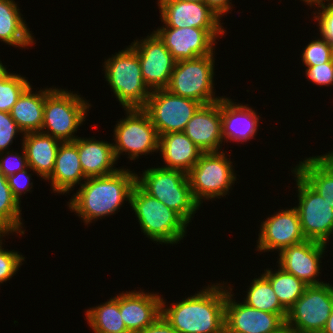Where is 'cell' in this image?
Returning a JSON list of instances; mask_svg holds the SVG:
<instances>
[{
	"label": "cell",
	"instance_id": "cell-15",
	"mask_svg": "<svg viewBox=\"0 0 333 333\" xmlns=\"http://www.w3.org/2000/svg\"><path fill=\"white\" fill-rule=\"evenodd\" d=\"M138 54L141 74L145 84L153 91L165 89L172 75L176 60L164 42L152 31L146 38L130 45Z\"/></svg>",
	"mask_w": 333,
	"mask_h": 333
},
{
	"label": "cell",
	"instance_id": "cell-4",
	"mask_svg": "<svg viewBox=\"0 0 333 333\" xmlns=\"http://www.w3.org/2000/svg\"><path fill=\"white\" fill-rule=\"evenodd\" d=\"M136 184L148 195L177 212L188 224L200 208L194 200L187 173L163 167L148 168Z\"/></svg>",
	"mask_w": 333,
	"mask_h": 333
},
{
	"label": "cell",
	"instance_id": "cell-7",
	"mask_svg": "<svg viewBox=\"0 0 333 333\" xmlns=\"http://www.w3.org/2000/svg\"><path fill=\"white\" fill-rule=\"evenodd\" d=\"M226 152H203L187 173L194 200L201 206L204 200L225 196L237 181L233 162Z\"/></svg>",
	"mask_w": 333,
	"mask_h": 333
},
{
	"label": "cell",
	"instance_id": "cell-22",
	"mask_svg": "<svg viewBox=\"0 0 333 333\" xmlns=\"http://www.w3.org/2000/svg\"><path fill=\"white\" fill-rule=\"evenodd\" d=\"M73 142L77 145L80 165L87 178L107 176L119 170L114 167L117 159L113 143L81 137Z\"/></svg>",
	"mask_w": 333,
	"mask_h": 333
},
{
	"label": "cell",
	"instance_id": "cell-37",
	"mask_svg": "<svg viewBox=\"0 0 333 333\" xmlns=\"http://www.w3.org/2000/svg\"><path fill=\"white\" fill-rule=\"evenodd\" d=\"M21 148L23 150L22 155L13 150L0 152V171L7 178L28 167L24 148Z\"/></svg>",
	"mask_w": 333,
	"mask_h": 333
},
{
	"label": "cell",
	"instance_id": "cell-17",
	"mask_svg": "<svg viewBox=\"0 0 333 333\" xmlns=\"http://www.w3.org/2000/svg\"><path fill=\"white\" fill-rule=\"evenodd\" d=\"M326 248L327 244L312 240L289 246L278 253L277 267L293 274L308 286L324 284L317 277L321 273L320 263Z\"/></svg>",
	"mask_w": 333,
	"mask_h": 333
},
{
	"label": "cell",
	"instance_id": "cell-25",
	"mask_svg": "<svg viewBox=\"0 0 333 333\" xmlns=\"http://www.w3.org/2000/svg\"><path fill=\"white\" fill-rule=\"evenodd\" d=\"M22 138L28 166L46 180L54 170L56 154L62 141L41 132H28Z\"/></svg>",
	"mask_w": 333,
	"mask_h": 333
},
{
	"label": "cell",
	"instance_id": "cell-1",
	"mask_svg": "<svg viewBox=\"0 0 333 333\" xmlns=\"http://www.w3.org/2000/svg\"><path fill=\"white\" fill-rule=\"evenodd\" d=\"M226 288L211 284L171 306L162 298L161 315L178 333H225Z\"/></svg>",
	"mask_w": 333,
	"mask_h": 333
},
{
	"label": "cell",
	"instance_id": "cell-41",
	"mask_svg": "<svg viewBox=\"0 0 333 333\" xmlns=\"http://www.w3.org/2000/svg\"><path fill=\"white\" fill-rule=\"evenodd\" d=\"M138 333H178L166 320L160 315L159 318L143 331Z\"/></svg>",
	"mask_w": 333,
	"mask_h": 333
},
{
	"label": "cell",
	"instance_id": "cell-14",
	"mask_svg": "<svg viewBox=\"0 0 333 333\" xmlns=\"http://www.w3.org/2000/svg\"><path fill=\"white\" fill-rule=\"evenodd\" d=\"M231 287L226 289L225 333H276L286 325L287 314L269 313L235 302Z\"/></svg>",
	"mask_w": 333,
	"mask_h": 333
},
{
	"label": "cell",
	"instance_id": "cell-5",
	"mask_svg": "<svg viewBox=\"0 0 333 333\" xmlns=\"http://www.w3.org/2000/svg\"><path fill=\"white\" fill-rule=\"evenodd\" d=\"M105 79L124 109L143 108L151 94L137 52L129 45L104 62Z\"/></svg>",
	"mask_w": 333,
	"mask_h": 333
},
{
	"label": "cell",
	"instance_id": "cell-39",
	"mask_svg": "<svg viewBox=\"0 0 333 333\" xmlns=\"http://www.w3.org/2000/svg\"><path fill=\"white\" fill-rule=\"evenodd\" d=\"M305 76L316 85L332 86L333 85V59L330 62L316 66H305Z\"/></svg>",
	"mask_w": 333,
	"mask_h": 333
},
{
	"label": "cell",
	"instance_id": "cell-6",
	"mask_svg": "<svg viewBox=\"0 0 333 333\" xmlns=\"http://www.w3.org/2000/svg\"><path fill=\"white\" fill-rule=\"evenodd\" d=\"M80 96L70 90L54 87L45 98L40 132L62 142L76 140L78 136L74 134L85 121L91 107V104Z\"/></svg>",
	"mask_w": 333,
	"mask_h": 333
},
{
	"label": "cell",
	"instance_id": "cell-48",
	"mask_svg": "<svg viewBox=\"0 0 333 333\" xmlns=\"http://www.w3.org/2000/svg\"><path fill=\"white\" fill-rule=\"evenodd\" d=\"M179 1H192V2H204V0H179Z\"/></svg>",
	"mask_w": 333,
	"mask_h": 333
},
{
	"label": "cell",
	"instance_id": "cell-2",
	"mask_svg": "<svg viewBox=\"0 0 333 333\" xmlns=\"http://www.w3.org/2000/svg\"><path fill=\"white\" fill-rule=\"evenodd\" d=\"M136 175L129 169L119 168L107 176L87 178L69 200L70 211L82 218L85 225L115 214L124 201L130 203Z\"/></svg>",
	"mask_w": 333,
	"mask_h": 333
},
{
	"label": "cell",
	"instance_id": "cell-46",
	"mask_svg": "<svg viewBox=\"0 0 333 333\" xmlns=\"http://www.w3.org/2000/svg\"><path fill=\"white\" fill-rule=\"evenodd\" d=\"M9 234H10L9 232H7V231H5V230H3V229H0V242H1L2 240H4V239H2L3 236L6 237V236L9 235Z\"/></svg>",
	"mask_w": 333,
	"mask_h": 333
},
{
	"label": "cell",
	"instance_id": "cell-10",
	"mask_svg": "<svg viewBox=\"0 0 333 333\" xmlns=\"http://www.w3.org/2000/svg\"><path fill=\"white\" fill-rule=\"evenodd\" d=\"M332 310L333 285H311L288 310L286 325L296 333H321Z\"/></svg>",
	"mask_w": 333,
	"mask_h": 333
},
{
	"label": "cell",
	"instance_id": "cell-16",
	"mask_svg": "<svg viewBox=\"0 0 333 333\" xmlns=\"http://www.w3.org/2000/svg\"><path fill=\"white\" fill-rule=\"evenodd\" d=\"M260 227L256 249L260 252L277 250L279 253L284 248L306 240L295 207L280 209L261 222Z\"/></svg>",
	"mask_w": 333,
	"mask_h": 333
},
{
	"label": "cell",
	"instance_id": "cell-33",
	"mask_svg": "<svg viewBox=\"0 0 333 333\" xmlns=\"http://www.w3.org/2000/svg\"><path fill=\"white\" fill-rule=\"evenodd\" d=\"M30 85L26 77L8 73L0 80V111L10 113L19 96Z\"/></svg>",
	"mask_w": 333,
	"mask_h": 333
},
{
	"label": "cell",
	"instance_id": "cell-29",
	"mask_svg": "<svg viewBox=\"0 0 333 333\" xmlns=\"http://www.w3.org/2000/svg\"><path fill=\"white\" fill-rule=\"evenodd\" d=\"M86 320L94 333H130L120 314V294L85 311Z\"/></svg>",
	"mask_w": 333,
	"mask_h": 333
},
{
	"label": "cell",
	"instance_id": "cell-45",
	"mask_svg": "<svg viewBox=\"0 0 333 333\" xmlns=\"http://www.w3.org/2000/svg\"><path fill=\"white\" fill-rule=\"evenodd\" d=\"M276 333H296V332L293 329H291L289 326L285 325Z\"/></svg>",
	"mask_w": 333,
	"mask_h": 333
},
{
	"label": "cell",
	"instance_id": "cell-31",
	"mask_svg": "<svg viewBox=\"0 0 333 333\" xmlns=\"http://www.w3.org/2000/svg\"><path fill=\"white\" fill-rule=\"evenodd\" d=\"M244 303L257 310L275 313L287 314L288 311L280 304L269 280L261 274L250 283Z\"/></svg>",
	"mask_w": 333,
	"mask_h": 333
},
{
	"label": "cell",
	"instance_id": "cell-30",
	"mask_svg": "<svg viewBox=\"0 0 333 333\" xmlns=\"http://www.w3.org/2000/svg\"><path fill=\"white\" fill-rule=\"evenodd\" d=\"M262 273L270 282L280 304L288 311L303 295L308 285L293 274H289L280 267L277 271L264 270Z\"/></svg>",
	"mask_w": 333,
	"mask_h": 333
},
{
	"label": "cell",
	"instance_id": "cell-26",
	"mask_svg": "<svg viewBox=\"0 0 333 333\" xmlns=\"http://www.w3.org/2000/svg\"><path fill=\"white\" fill-rule=\"evenodd\" d=\"M293 170L333 208V151L306 157Z\"/></svg>",
	"mask_w": 333,
	"mask_h": 333
},
{
	"label": "cell",
	"instance_id": "cell-23",
	"mask_svg": "<svg viewBox=\"0 0 333 333\" xmlns=\"http://www.w3.org/2000/svg\"><path fill=\"white\" fill-rule=\"evenodd\" d=\"M86 179L80 165L77 145L73 141L61 142L56 154L54 170L46 179V181L50 180L53 192L67 194L70 190H74V185H81L83 183L81 181Z\"/></svg>",
	"mask_w": 333,
	"mask_h": 333
},
{
	"label": "cell",
	"instance_id": "cell-12",
	"mask_svg": "<svg viewBox=\"0 0 333 333\" xmlns=\"http://www.w3.org/2000/svg\"><path fill=\"white\" fill-rule=\"evenodd\" d=\"M298 192V211L306 240L327 244L333 238V208L313 190L294 170Z\"/></svg>",
	"mask_w": 333,
	"mask_h": 333
},
{
	"label": "cell",
	"instance_id": "cell-27",
	"mask_svg": "<svg viewBox=\"0 0 333 333\" xmlns=\"http://www.w3.org/2000/svg\"><path fill=\"white\" fill-rule=\"evenodd\" d=\"M53 89V87L42 90L40 88L36 93L32 91L30 84L19 96L10 111V115L24 134L41 131L45 98Z\"/></svg>",
	"mask_w": 333,
	"mask_h": 333
},
{
	"label": "cell",
	"instance_id": "cell-13",
	"mask_svg": "<svg viewBox=\"0 0 333 333\" xmlns=\"http://www.w3.org/2000/svg\"><path fill=\"white\" fill-rule=\"evenodd\" d=\"M158 7L165 27L206 29L216 40L226 33L221 18L205 2L158 0Z\"/></svg>",
	"mask_w": 333,
	"mask_h": 333
},
{
	"label": "cell",
	"instance_id": "cell-47",
	"mask_svg": "<svg viewBox=\"0 0 333 333\" xmlns=\"http://www.w3.org/2000/svg\"><path fill=\"white\" fill-rule=\"evenodd\" d=\"M301 1L307 3L306 5L310 6V5H312L313 3L318 2V1H321V0H301Z\"/></svg>",
	"mask_w": 333,
	"mask_h": 333
},
{
	"label": "cell",
	"instance_id": "cell-18",
	"mask_svg": "<svg viewBox=\"0 0 333 333\" xmlns=\"http://www.w3.org/2000/svg\"><path fill=\"white\" fill-rule=\"evenodd\" d=\"M176 61L212 54L216 39L206 30L194 27H164L154 31Z\"/></svg>",
	"mask_w": 333,
	"mask_h": 333
},
{
	"label": "cell",
	"instance_id": "cell-20",
	"mask_svg": "<svg viewBox=\"0 0 333 333\" xmlns=\"http://www.w3.org/2000/svg\"><path fill=\"white\" fill-rule=\"evenodd\" d=\"M221 135L223 142H247L256 136L260 116L248 104L233 102L222 96L220 99Z\"/></svg>",
	"mask_w": 333,
	"mask_h": 333
},
{
	"label": "cell",
	"instance_id": "cell-43",
	"mask_svg": "<svg viewBox=\"0 0 333 333\" xmlns=\"http://www.w3.org/2000/svg\"><path fill=\"white\" fill-rule=\"evenodd\" d=\"M321 333H333V310Z\"/></svg>",
	"mask_w": 333,
	"mask_h": 333
},
{
	"label": "cell",
	"instance_id": "cell-9",
	"mask_svg": "<svg viewBox=\"0 0 333 333\" xmlns=\"http://www.w3.org/2000/svg\"><path fill=\"white\" fill-rule=\"evenodd\" d=\"M127 116L114 128V153L118 160L125 152L130 160L159 151V135L149 115L142 108L124 109Z\"/></svg>",
	"mask_w": 333,
	"mask_h": 333
},
{
	"label": "cell",
	"instance_id": "cell-11",
	"mask_svg": "<svg viewBox=\"0 0 333 333\" xmlns=\"http://www.w3.org/2000/svg\"><path fill=\"white\" fill-rule=\"evenodd\" d=\"M201 103L175 95L166 89L153 90L142 108L150 117L158 135L183 132Z\"/></svg>",
	"mask_w": 333,
	"mask_h": 333
},
{
	"label": "cell",
	"instance_id": "cell-40",
	"mask_svg": "<svg viewBox=\"0 0 333 333\" xmlns=\"http://www.w3.org/2000/svg\"><path fill=\"white\" fill-rule=\"evenodd\" d=\"M28 169L30 170L31 168L28 166L24 170H21L7 178L12 194L19 203H21V195L25 194L28 191L31 192V189L33 187V183L30 181L32 180V174L28 173Z\"/></svg>",
	"mask_w": 333,
	"mask_h": 333
},
{
	"label": "cell",
	"instance_id": "cell-34",
	"mask_svg": "<svg viewBox=\"0 0 333 333\" xmlns=\"http://www.w3.org/2000/svg\"><path fill=\"white\" fill-rule=\"evenodd\" d=\"M311 40L303 49L301 61L305 66H316L330 62L333 59V46L322 36Z\"/></svg>",
	"mask_w": 333,
	"mask_h": 333
},
{
	"label": "cell",
	"instance_id": "cell-32",
	"mask_svg": "<svg viewBox=\"0 0 333 333\" xmlns=\"http://www.w3.org/2000/svg\"><path fill=\"white\" fill-rule=\"evenodd\" d=\"M21 211L20 203L13 196L7 177L0 171V229L11 234H25Z\"/></svg>",
	"mask_w": 333,
	"mask_h": 333
},
{
	"label": "cell",
	"instance_id": "cell-19",
	"mask_svg": "<svg viewBox=\"0 0 333 333\" xmlns=\"http://www.w3.org/2000/svg\"><path fill=\"white\" fill-rule=\"evenodd\" d=\"M159 293L140 291L120 293V314L126 329L130 333H138L152 325L161 315Z\"/></svg>",
	"mask_w": 333,
	"mask_h": 333
},
{
	"label": "cell",
	"instance_id": "cell-21",
	"mask_svg": "<svg viewBox=\"0 0 333 333\" xmlns=\"http://www.w3.org/2000/svg\"><path fill=\"white\" fill-rule=\"evenodd\" d=\"M203 152L222 150L220 100L202 105L183 131Z\"/></svg>",
	"mask_w": 333,
	"mask_h": 333
},
{
	"label": "cell",
	"instance_id": "cell-42",
	"mask_svg": "<svg viewBox=\"0 0 333 333\" xmlns=\"http://www.w3.org/2000/svg\"><path fill=\"white\" fill-rule=\"evenodd\" d=\"M230 1L231 0H204L207 6L220 18L233 8L232 2Z\"/></svg>",
	"mask_w": 333,
	"mask_h": 333
},
{
	"label": "cell",
	"instance_id": "cell-28",
	"mask_svg": "<svg viewBox=\"0 0 333 333\" xmlns=\"http://www.w3.org/2000/svg\"><path fill=\"white\" fill-rule=\"evenodd\" d=\"M21 16L14 0H0V41L25 49L35 43V38Z\"/></svg>",
	"mask_w": 333,
	"mask_h": 333
},
{
	"label": "cell",
	"instance_id": "cell-8",
	"mask_svg": "<svg viewBox=\"0 0 333 333\" xmlns=\"http://www.w3.org/2000/svg\"><path fill=\"white\" fill-rule=\"evenodd\" d=\"M215 51L210 55L176 61L168 86L169 92L193 99L202 105L212 104L222 97H215Z\"/></svg>",
	"mask_w": 333,
	"mask_h": 333
},
{
	"label": "cell",
	"instance_id": "cell-24",
	"mask_svg": "<svg viewBox=\"0 0 333 333\" xmlns=\"http://www.w3.org/2000/svg\"><path fill=\"white\" fill-rule=\"evenodd\" d=\"M159 151L166 164L161 167L185 173L191 170L203 153L184 132L159 136Z\"/></svg>",
	"mask_w": 333,
	"mask_h": 333
},
{
	"label": "cell",
	"instance_id": "cell-35",
	"mask_svg": "<svg viewBox=\"0 0 333 333\" xmlns=\"http://www.w3.org/2000/svg\"><path fill=\"white\" fill-rule=\"evenodd\" d=\"M326 1L329 2L326 4ZM313 5L320 8L317 12L313 11L314 20L318 22L320 36L333 46V0H321L313 3L310 7Z\"/></svg>",
	"mask_w": 333,
	"mask_h": 333
},
{
	"label": "cell",
	"instance_id": "cell-38",
	"mask_svg": "<svg viewBox=\"0 0 333 333\" xmlns=\"http://www.w3.org/2000/svg\"><path fill=\"white\" fill-rule=\"evenodd\" d=\"M17 133L24 135L10 113L0 111V152L8 151Z\"/></svg>",
	"mask_w": 333,
	"mask_h": 333
},
{
	"label": "cell",
	"instance_id": "cell-3",
	"mask_svg": "<svg viewBox=\"0 0 333 333\" xmlns=\"http://www.w3.org/2000/svg\"><path fill=\"white\" fill-rule=\"evenodd\" d=\"M130 206L141 231L152 241L173 245L186 236L189 224L177 212L145 193L137 184L131 193Z\"/></svg>",
	"mask_w": 333,
	"mask_h": 333
},
{
	"label": "cell",
	"instance_id": "cell-44",
	"mask_svg": "<svg viewBox=\"0 0 333 333\" xmlns=\"http://www.w3.org/2000/svg\"><path fill=\"white\" fill-rule=\"evenodd\" d=\"M9 71L7 68L2 64V61L0 60V80L3 79Z\"/></svg>",
	"mask_w": 333,
	"mask_h": 333
},
{
	"label": "cell",
	"instance_id": "cell-36",
	"mask_svg": "<svg viewBox=\"0 0 333 333\" xmlns=\"http://www.w3.org/2000/svg\"><path fill=\"white\" fill-rule=\"evenodd\" d=\"M2 242H0V284L6 283L16 275L20 266L23 265L22 262L25 261V257L19 252L2 248Z\"/></svg>",
	"mask_w": 333,
	"mask_h": 333
}]
</instances>
